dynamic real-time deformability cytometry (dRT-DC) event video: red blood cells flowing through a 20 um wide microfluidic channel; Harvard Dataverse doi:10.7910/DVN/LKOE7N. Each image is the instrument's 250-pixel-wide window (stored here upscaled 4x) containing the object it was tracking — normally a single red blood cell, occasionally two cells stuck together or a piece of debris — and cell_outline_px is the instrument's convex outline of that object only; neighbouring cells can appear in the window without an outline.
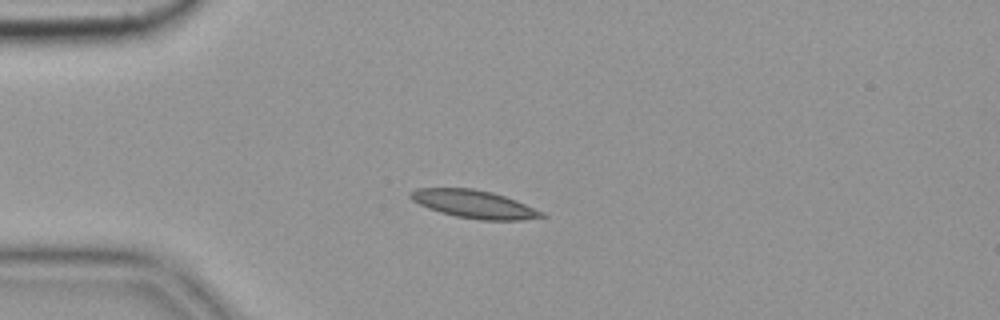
{"species": "common noctule bat (a hibernating species)", "species_latin": "Nyctalus noctula", "temperature_condition": "cold", "stored_images_in_passage": 5, "camera_frame_rate_fps": 3000, "um_per_image_px": 0.085, "animal": {"sex": "female", "body_mass_g": 19.9}, "frame": {"image": 1, "passage_image": 3, "time_ms": 0.667, "image_size_px": [1000, 320], "cell_outline_px": [[548, 216], [520, 220], [480, 220], [456, 216], [440, 212], [428, 208], [412, 200], [408, 196], [408, 192], [416, 188], [472, 188], [492, 192], [516, 200], [544, 212]], "centroid_in_image_um": [40.28, 17.35], "position_along_channel_um": 44.7, "area_um2": 21.39}}